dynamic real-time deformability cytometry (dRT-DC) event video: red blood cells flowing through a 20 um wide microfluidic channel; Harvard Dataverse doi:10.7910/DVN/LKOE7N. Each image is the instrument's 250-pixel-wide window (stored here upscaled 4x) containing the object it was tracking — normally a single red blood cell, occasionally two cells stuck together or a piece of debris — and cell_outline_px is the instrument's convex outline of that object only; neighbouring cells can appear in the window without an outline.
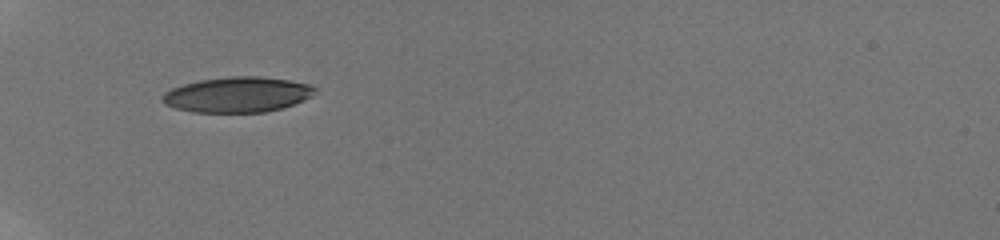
{"species": "human", "species_latin": "Homo sapiens", "temperature_condition": "room temperature", "stored_images_in_passage": 74, "camera_frame_rate_fps": 3000, "um_per_image_px": 0.085, "donor": {"sex": "male"}, "frame": {"image": 1, "passage_image": 1, "time_ms": 0.0, "image_size_px": [1000, 240], "cell_outline_px": [[316, 88], [312, 96], [304, 100], [280, 108], [264, 112], [192, 112], [176, 108], [164, 104], [160, 100], [160, 96], [164, 92], [172, 88], [184, 84], [200, 80], [232, 76], [264, 76], [312, 84]], "centroid_in_image_um": [20.16, 8.03], "position_along_channel_um": 64.8, "area_um2": 31.5}}
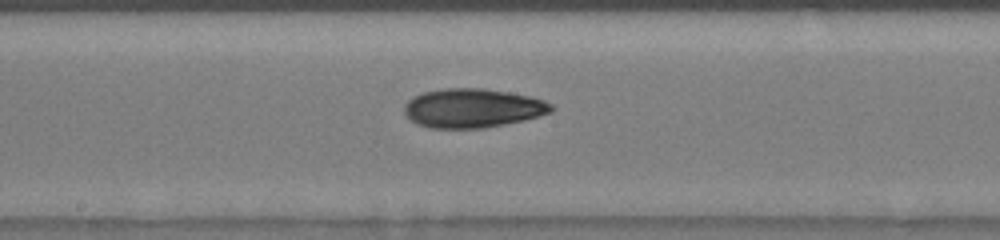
{"frame": {"image": 2, "passage_image": 20, "time_ms": 4.0, "image_size_px": [1000, 240], "cell_outline_px": [[556, 108], [552, 112], [524, 120], [484, 128], [428, 128], [416, 124], [404, 112], [404, 104], [412, 96], [424, 92], [444, 88], [484, 88], [508, 92], [528, 96], [544, 100], [552, 104]], "centroid_in_image_um": [40.17, 9.19], "position_along_channel_um": 208.0, "area_um2": 33.58}}
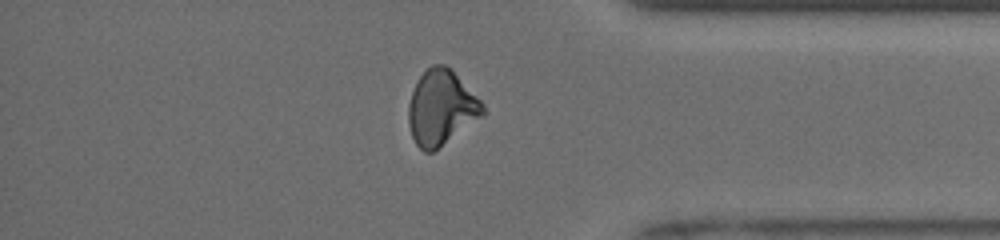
{"frame": {"image": 3, "passage_image": 53, "time_ms": 9.0, "image_size_px": [1000, 240], "cell_outline_px": [[484, 116], [432, 152], [424, 152], [416, 144], [412, 136], [408, 124], [408, 104], [412, 92], [420, 76], [432, 64], [444, 64], [484, 104]], "centroid_in_image_um": [37.48, 9.19], "position_along_channel_um": 397.7, "area_um2": 31.91}, "authors_computed_cell_mechanics": {"area_um2": 31.9056, "velocity_mm_per_s": 3.9765, "shape_relaxation_time_tau1_ms": 9.6788, "shape_relaxation_time_tau2_ms": 2.7506, "deformation_change_tau1": 0.2296, "deformation_change_tau2": 0.0949}}